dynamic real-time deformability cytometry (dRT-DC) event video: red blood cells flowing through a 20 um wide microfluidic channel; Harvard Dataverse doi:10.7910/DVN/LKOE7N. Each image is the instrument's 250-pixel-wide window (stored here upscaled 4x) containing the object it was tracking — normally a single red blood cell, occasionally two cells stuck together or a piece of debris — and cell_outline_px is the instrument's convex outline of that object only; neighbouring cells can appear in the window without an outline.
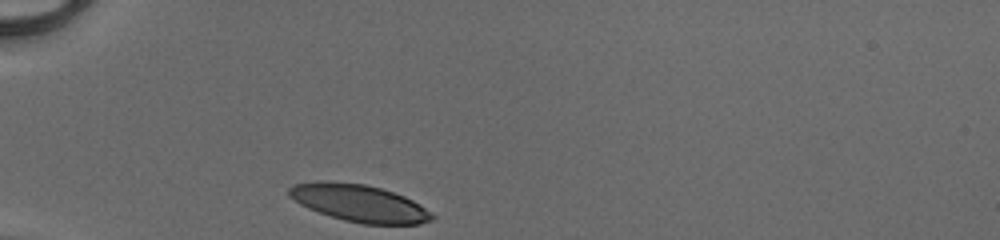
{"species": "human", "species_latin": "Homo sapiens", "temperature_condition": "cold", "stored_images_in_passage": 28, "camera_frame_rate_fps": 3000, "um_per_image_px": 0.085, "donor": {"sex": "male"}, "frame": {"image": 1, "passage_image": 1, "time_ms": 0.0, "image_size_px": [1000, 240], "cell_outline_px": [[436, 216], [432, 220], [420, 224], [364, 224], [344, 220], [308, 208], [300, 204], [288, 196], [288, 188], [292, 184], [328, 180], [364, 184], [380, 188], [404, 196], [420, 204]], "centroid_in_image_um": [30.53, 17.26], "position_along_channel_um": 54.5, "area_um2": 30.92}}
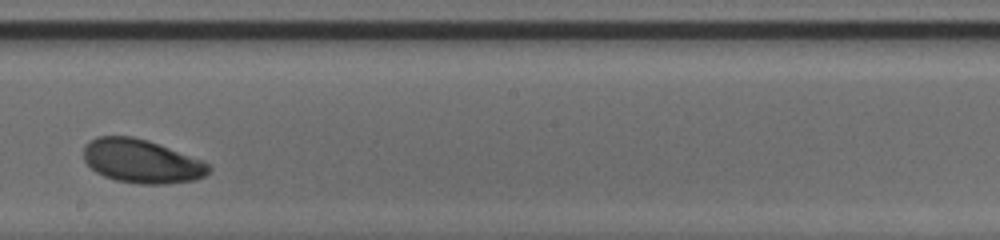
{"frame": {"image": 2, "passage_image": 16, "time_ms": 5.0, "image_size_px": [1000, 240], "cell_outline_px": [[212, 168], [204, 176], [196, 180], [164, 184], [140, 184], [116, 180], [104, 176], [96, 172], [84, 160], [84, 148], [88, 140], [96, 136], [132, 136], [148, 140], [204, 160]], "centroid_in_image_um": [12.05, 13.69], "position_along_channel_um": 236.2, "area_um2": 32.02}}
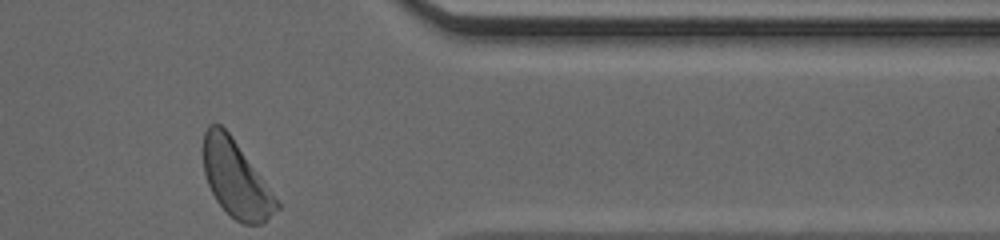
{"frame": {"image": 3, "passage_image": 28, "time_ms": 9.0, "image_size_px": [1000, 240], "cell_outline_px": [[280, 208], [260, 224], [240, 224], [216, 200], [208, 184], [204, 172], [204, 132], [208, 124], [220, 124], [228, 132], [260, 176], [280, 204]], "centroid_in_image_um": [20.03, 15.22], "position_along_channel_um": 391.4, "area_um2": 31.67}, "authors_computed_cell_mechanics": {"area_um2": 32.0212, "velocity_mm_per_s": 4.1136, "shape_relaxation_time_tau1_ms": 1.3401, "shape_relaxation_time_tau2_ms": 6.6273, "deformation_change_tau1": 0.101, "deformation_change_tau2": 0.1288}}